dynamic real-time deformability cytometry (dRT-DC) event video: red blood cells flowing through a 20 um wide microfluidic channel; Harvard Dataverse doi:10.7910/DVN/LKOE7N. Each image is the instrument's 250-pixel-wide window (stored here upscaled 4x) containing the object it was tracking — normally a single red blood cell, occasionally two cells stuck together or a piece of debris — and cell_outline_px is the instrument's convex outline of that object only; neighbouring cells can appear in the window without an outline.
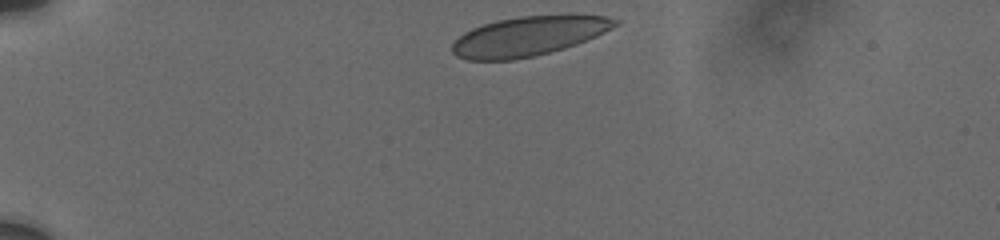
{"species": "human", "species_latin": "Homo sapiens", "temperature_condition": "cold", "stored_images_in_passage": 37, "camera_frame_rate_fps": 3000, "um_per_image_px": 0.085, "donor": {"sex": "male"}, "frame": {"image": 1, "passage_image": 1, "time_ms": 0.0, "image_size_px": [1000, 240], "cell_outline_px": [[620, 24], [596, 36], [576, 44], [564, 48], [532, 56], [512, 60], [468, 60], [456, 56], [452, 52], [452, 44], [464, 32], [472, 28], [496, 20], [520, 16], [604, 16], [620, 20]], "centroid_in_image_um": [44.89, 3.08], "position_along_channel_um": 40.1, "area_um2": 36.93}}
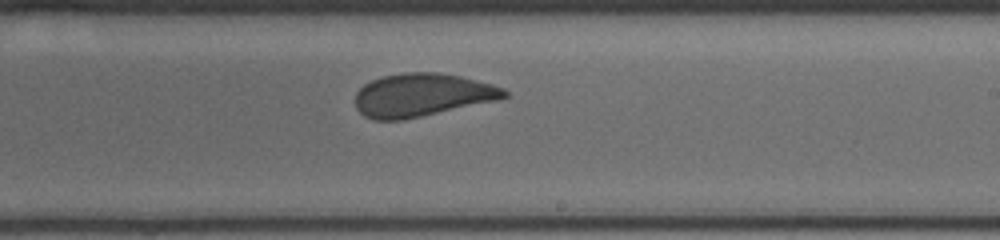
{"frame": {"image": 2, "passage_image": 23, "time_ms": 7.333, "image_size_px": [1000, 240], "cell_outline_px": [[508, 96], [500, 100], [404, 120], [372, 120], [364, 116], [356, 108], [356, 92], [364, 84], [372, 80], [384, 76], [404, 72], [436, 72], [460, 76], [492, 84], [504, 88], [508, 92]], "centroid_in_image_um": [35.89, 8.09], "position_along_channel_um": 253.1, "area_um2": 37.69}}
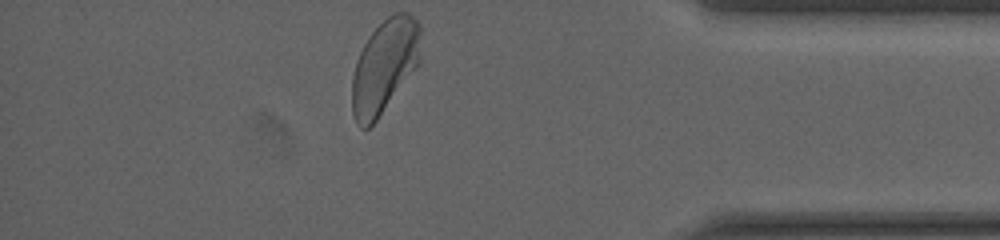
{"frame": {"image": 3, "passage_image": 37, "time_ms": 12.0, "image_size_px": [1000, 240], "cell_outline_px": [[420, 64], [376, 120], [368, 128], [360, 128], [356, 124], [352, 112], [352, 76], [356, 60], [368, 36], [388, 16], [396, 12], [408, 12], [420, 24]], "centroid_in_image_um": [32.69, 5.63], "position_along_channel_um": 402.5, "area_um2": 37.57}, "authors_computed_cell_mechanics": {"area_um2": 37.9746, "velocity_mm_per_s": 3.7244, "shape_relaxation_time_tau1_ms": 6.387, "shape_relaxation_time_tau2_ms": null, "deformation_change_tau1": 0.1296, "deformation_change_tau2": null}}